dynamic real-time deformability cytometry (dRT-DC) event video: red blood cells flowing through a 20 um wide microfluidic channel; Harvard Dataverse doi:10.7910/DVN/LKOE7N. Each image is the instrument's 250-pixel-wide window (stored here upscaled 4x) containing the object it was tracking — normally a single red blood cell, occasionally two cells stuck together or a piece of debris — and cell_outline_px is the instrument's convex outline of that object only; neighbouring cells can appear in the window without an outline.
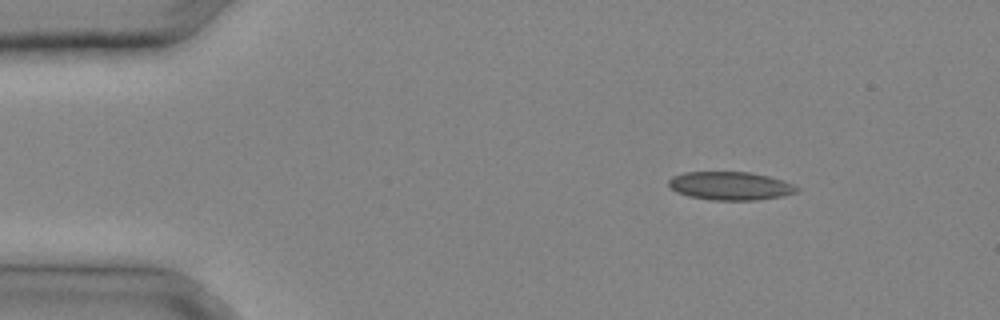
{"species": "common noctule bat (a hibernating species)", "species_latin": "Nyctalus noctula", "temperature_condition": "cold", "stored_images_in_passage": 27, "camera_frame_rate_fps": 3000, "um_per_image_px": 0.085, "animal": {"sex": "male", "body_mass_g": 20.4}, "frame": {"image": 1, "passage_image": 1, "time_ms": 0.0, "image_size_px": [1000, 320], "cell_outline_px": [[800, 188], [796, 192], [780, 196], [756, 200], [708, 200], [688, 196], [676, 192], [668, 184], [668, 180], [672, 176], [684, 172], [748, 172], [768, 176], [784, 180]], "centroid_in_image_um": [62.05, 15.8], "position_along_channel_um": 23.0, "area_um2": 21.15}}
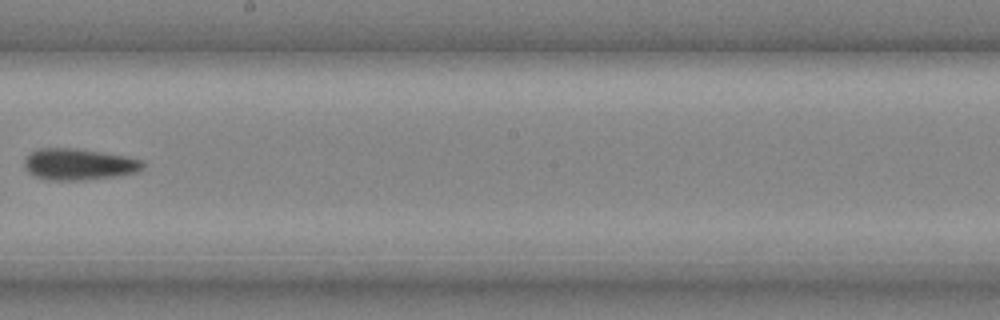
{"frame": {"image": 2, "passage_image": 15, "time_ms": 4.667, "image_size_px": [1000, 320], "cell_outline_px": [[144, 168], [136, 172], [112, 176], [84, 180], [48, 180], [36, 176], [28, 172], [24, 168], [24, 160], [36, 148], [76, 148], [128, 156], [144, 160]], "centroid_in_image_um": [6.7, 13.95], "position_along_channel_um": 241.5, "area_um2": 21.73}}
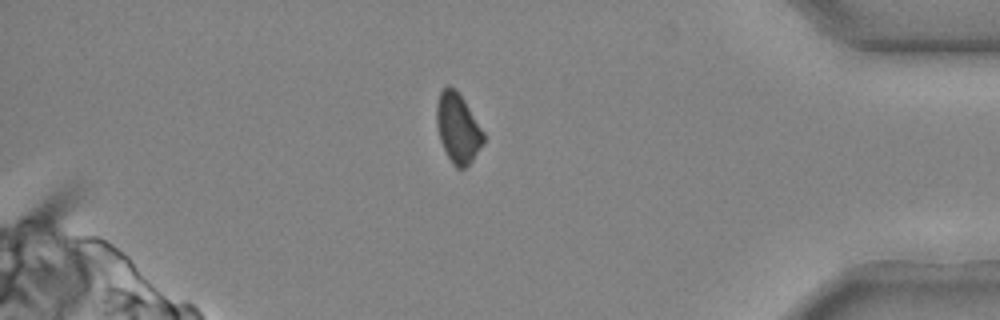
{"frame": {"image": 3, "passage_image": 24, "time_ms": 7.667, "image_size_px": [1000, 320], "cell_outline_px": [[484, 144], [472, 160], [464, 168], [456, 168], [452, 164], [440, 140], [436, 124], [436, 108], [440, 92], [448, 84], [464, 100], [484, 132]], "centroid_in_image_um": [38.92, 10.91], "position_along_channel_um": 396.3, "area_um2": 18.79}}